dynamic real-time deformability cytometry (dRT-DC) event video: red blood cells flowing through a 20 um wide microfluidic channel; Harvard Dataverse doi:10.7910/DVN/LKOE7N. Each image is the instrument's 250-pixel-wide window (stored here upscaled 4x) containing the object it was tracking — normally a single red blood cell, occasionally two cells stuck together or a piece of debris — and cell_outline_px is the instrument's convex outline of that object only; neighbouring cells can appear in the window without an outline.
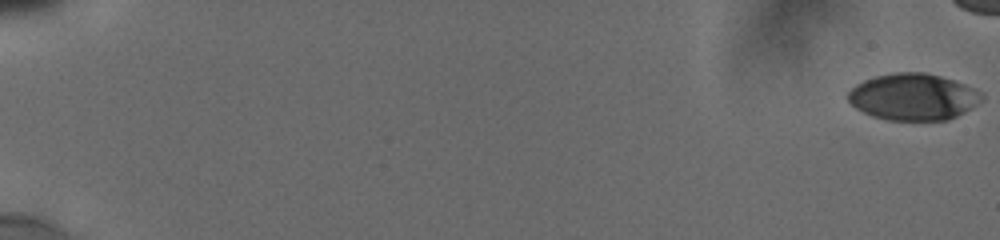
{"species": "human", "species_latin": "Homo sapiens", "temperature_condition": "cold", "stored_images_in_passage": 13, "camera_frame_rate_fps": 3000, "um_per_image_px": 0.085, "donor": {"sex": "male"}, "frame": {"image": 1, "passage_image": 1, "time_ms": 0.0, "image_size_px": [1000, 240], "cell_outline_px": [[984, 96], [976, 104], [964, 112], [948, 120], [888, 120], [872, 116], [856, 108], [848, 100], [848, 92], [856, 84], [864, 80], [876, 76], [896, 72], [924, 72], [940, 76], [964, 84], [980, 92]], "centroid_in_image_um": [77.6, 8.23], "position_along_channel_um": 7.4, "area_um2": 36.01}}
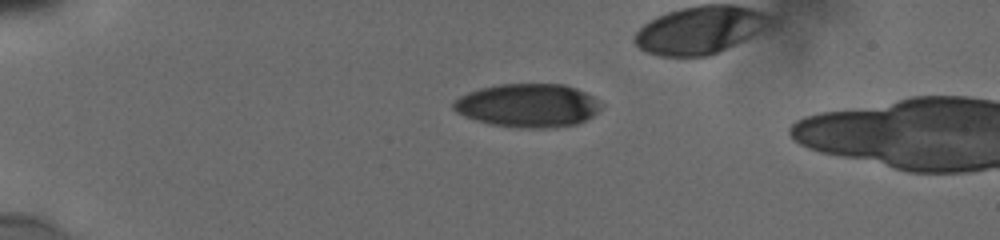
{"frame": {"image": 2, "passage_image": 8, "time_ms": 5.0, "image_size_px": [1000, 240], "cell_outline_px": [[600, 108], [592, 116], [576, 124], [544, 128], [528, 128], [492, 124], [476, 120], [464, 116], [456, 112], [452, 108], [452, 104], [460, 96], [468, 92], [480, 88], [500, 84], [564, 84], [576, 88], [592, 96], [600, 104]], "centroid_in_image_um": [44.84, 8.95], "position_along_channel_um": 40.2, "area_um2": 36.99}}